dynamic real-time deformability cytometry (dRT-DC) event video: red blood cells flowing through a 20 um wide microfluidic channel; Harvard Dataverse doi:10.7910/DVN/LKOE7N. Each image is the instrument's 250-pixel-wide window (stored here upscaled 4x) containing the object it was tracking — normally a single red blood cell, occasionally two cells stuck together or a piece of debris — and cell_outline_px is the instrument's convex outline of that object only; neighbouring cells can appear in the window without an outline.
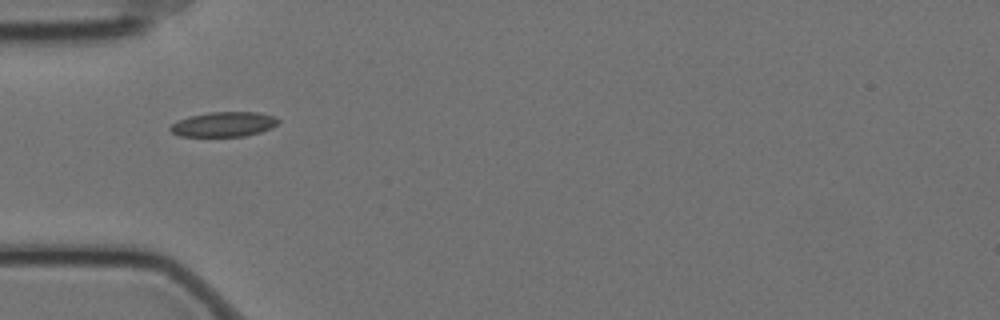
{"species": "Egyptian fruit bat (a non-hibernating species)", "species_latin": "Rousettus aegyptiacus", "temperature_condition": "cold", "stored_images_in_passage": 41, "camera_frame_rate_fps": 3000, "um_per_image_px": 0.085, "animal": {"sex": "female"}, "frame": {"image": 1, "passage_image": 1, "time_ms": 0.0, "image_size_px": [1000, 320], "cell_outline_px": [[280, 120], [272, 128], [260, 132], [244, 136], [176, 136], [168, 128], [172, 124], [188, 116], [208, 112], [260, 112], [276, 116]], "centroid_in_image_um": [19.03, 10.56], "position_along_channel_um": 66.0, "area_um2": 15.72}}
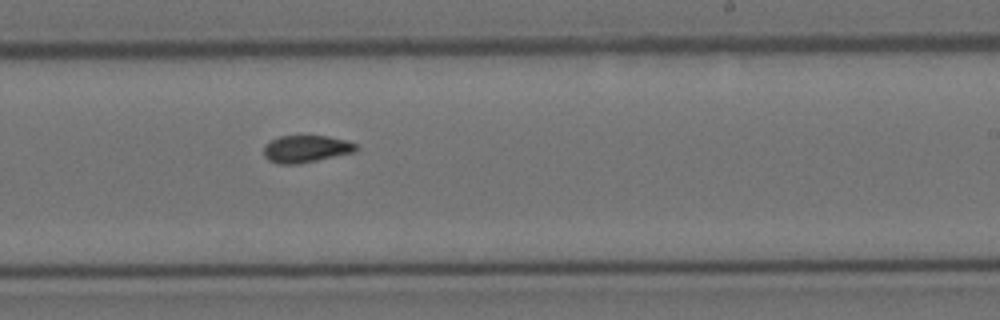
{"frame": {"image": 2, "passage_image": 18, "time_ms": 5.667, "image_size_px": [1000, 320], "cell_outline_px": [[360, 148], [356, 152], [300, 164], [280, 164], [268, 160], [264, 156], [264, 144], [280, 136], [328, 136], [344, 140], [356, 144]], "centroid_in_image_um": [26.03, 12.66], "position_along_channel_um": 263.0, "area_um2": 14.74}}
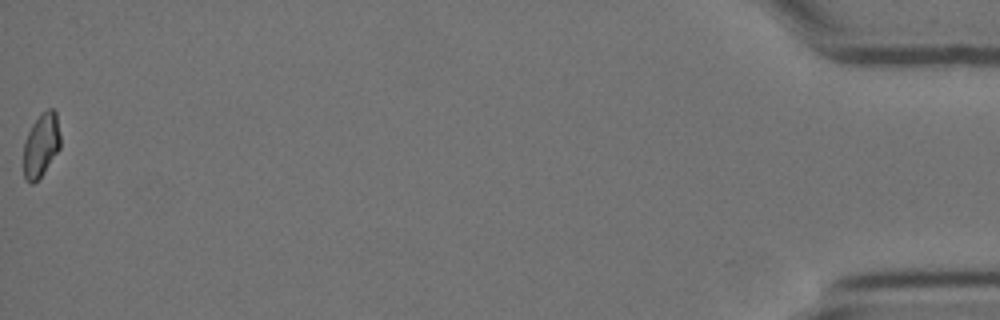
{"frame": {"image": 3, "passage_image": 41, "time_ms": 13.333, "image_size_px": [1000, 320], "cell_outline_px": [[60, 148], [40, 176], [32, 184], [24, 180], [24, 144], [28, 132], [32, 124], [40, 112], [48, 108], [52, 108], [56, 112], [60, 136]], "centroid_in_image_um": [3.49, 12.29], "position_along_channel_um": 431.7, "area_um2": 13.58}, "authors_computed_cell_mechanics": {"area_um2": 14.739, "velocity_mm_per_s": 3.4788, "shape_relaxation_time_tau1_ms": null, "shape_relaxation_time_tau2_ms": 2.6214, "deformation_change_tau1": null, "deformation_change_tau2": 0.0462}}